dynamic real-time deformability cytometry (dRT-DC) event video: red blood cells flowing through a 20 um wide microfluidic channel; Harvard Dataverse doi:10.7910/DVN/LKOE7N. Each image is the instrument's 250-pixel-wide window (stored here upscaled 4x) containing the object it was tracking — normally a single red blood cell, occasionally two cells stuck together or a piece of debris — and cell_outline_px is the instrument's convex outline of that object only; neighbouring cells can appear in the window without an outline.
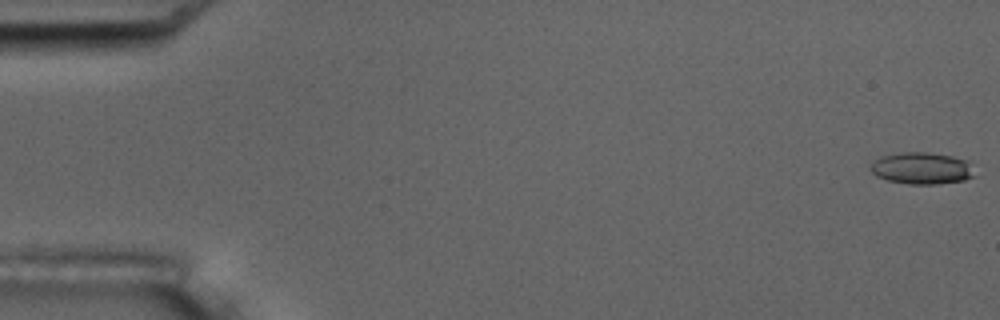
{"species": "common noctule bat (a hibernating species)", "species_latin": "Nyctalus noctula", "temperature_condition": "room temperature", "stored_images_in_passage": 50, "camera_frame_rate_fps": 3000, "um_per_image_px": 0.085, "animal": {"sex": "male", "body_mass_g": 17.5, "forearm_length_mm": 52.3}, "frame": {"image": 1, "passage_image": 1, "time_ms": 0.0, "image_size_px": [1000, 320], "cell_outline_px": [[976, 176], [964, 180], [936, 184], [908, 184], [888, 180], [876, 176], [868, 168], [880, 156], [904, 152], [928, 152], [952, 156], [968, 160]], "centroid_in_image_um": [78.36, 14.3], "position_along_channel_um": 6.6, "area_um2": 19.36}}
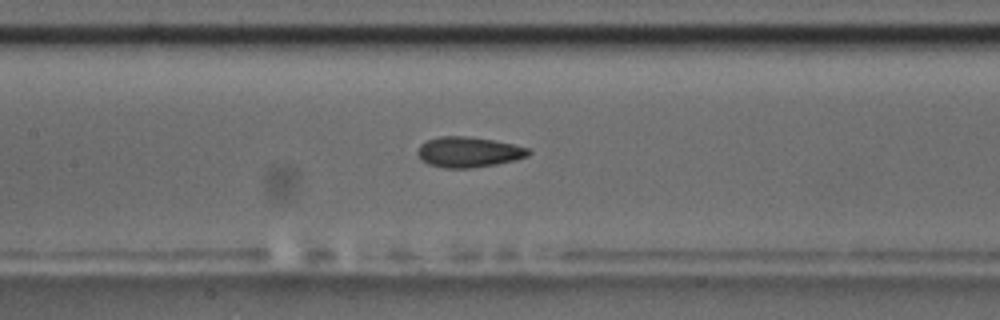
{"frame": {"image": 2, "passage_image": 26, "time_ms": 8.333, "image_size_px": [1000, 320], "cell_outline_px": [[532, 152], [528, 156], [516, 160], [496, 164], [472, 168], [444, 168], [428, 164], [420, 160], [416, 152], [420, 144], [428, 140], [440, 136], [472, 136], [512, 144], [528, 148]], "centroid_in_image_um": [39.81, 12.93], "position_along_channel_um": 167.6, "area_um2": 19.83}}
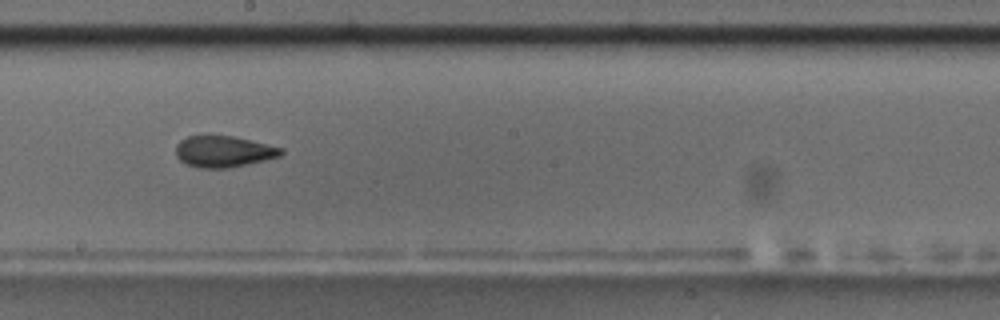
{"frame": {"image": 3, "passage_image": 31, "time_ms": 10.0, "image_size_px": [1000, 320], "cell_outline_px": [[284, 152], [280, 156], [264, 160], [228, 168], [200, 168], [184, 164], [176, 156], [176, 144], [180, 140], [188, 136], [232, 136], [284, 148]], "centroid_in_image_um": [18.98, 12.88], "position_along_channel_um": 229.2, "area_um2": 19.13}, "authors_computed_cell_mechanics": {"area_um2": 19.363, "velocity_mm_per_s": 3.7237, "shape_relaxation_time_tau1_ms": 5.4234, "shape_relaxation_time_tau2_ms": 3.2211, "deformation_change_tau1": 0.1213, "deformation_change_tau2": 0.094}}